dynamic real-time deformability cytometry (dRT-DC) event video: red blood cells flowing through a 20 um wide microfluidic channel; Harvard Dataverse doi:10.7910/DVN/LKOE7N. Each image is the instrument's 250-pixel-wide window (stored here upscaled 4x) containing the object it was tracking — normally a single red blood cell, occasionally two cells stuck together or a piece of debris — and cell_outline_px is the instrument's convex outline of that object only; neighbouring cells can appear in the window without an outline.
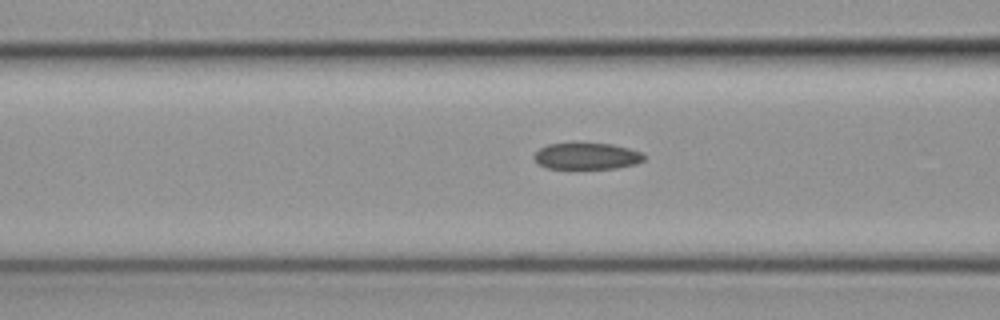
{"species": "common noctule bat (a hibernating species)", "species_latin": "Nyctalus noctula", "temperature_condition": "cold", "stored_images_in_passage": 39, "camera_frame_rate_fps": 3000, "um_per_image_px": 0.085, "animal": {"sex": "female", "body_mass_g": 19.3, "forearm_length_mm": 54.1}, "frame": {"image": 1, "passage_image": 17, "time_ms": 5.333, "image_size_px": [1000, 320], "cell_outline_px": [[644, 160], [636, 164], [616, 168], [548, 168], [540, 164], [532, 156], [540, 148], [548, 144], [572, 140], [612, 144], [628, 148], [640, 152], [644, 156]], "centroid_in_image_um": [49.84, 13.21], "position_along_channel_um": 116.8, "area_um2": 17.51}}
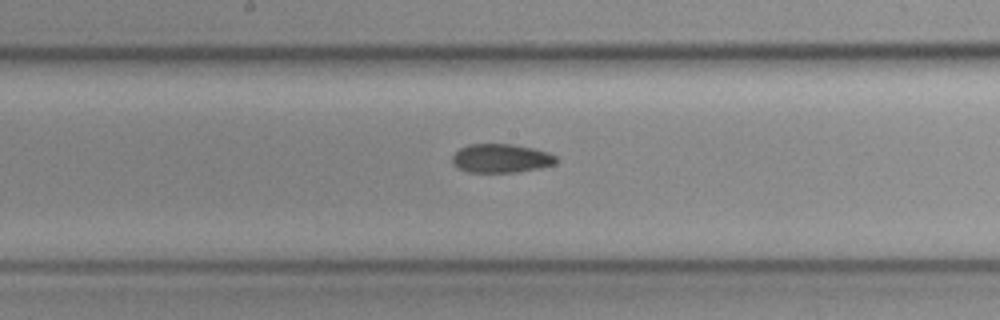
{"frame": {"image": 2, "passage_image": 24, "time_ms": 7.667, "image_size_px": [1000, 320], "cell_outline_px": [[556, 164], [540, 168], [516, 172], [468, 172], [456, 168], [452, 164], [452, 156], [460, 148], [468, 144], [512, 144], [532, 148], [548, 152], [556, 156]], "centroid_in_image_um": [42.56, 13.46], "position_along_channel_um": 205.6, "area_um2": 17.51}}
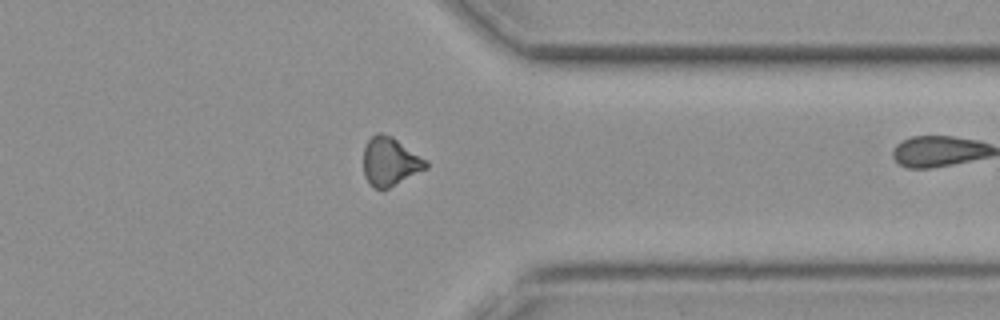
{"frame": {"image": 3, "passage_image": 38, "time_ms": 12.333, "image_size_px": [1000, 320], "cell_outline_px": [[428, 168], [388, 188], [376, 188], [364, 176], [364, 148], [368, 140], [376, 132], [380, 132], [392, 136], [428, 160]], "centroid_in_image_um": [33.18, 13.7], "position_along_channel_um": 378.2, "area_um2": 17.57}}